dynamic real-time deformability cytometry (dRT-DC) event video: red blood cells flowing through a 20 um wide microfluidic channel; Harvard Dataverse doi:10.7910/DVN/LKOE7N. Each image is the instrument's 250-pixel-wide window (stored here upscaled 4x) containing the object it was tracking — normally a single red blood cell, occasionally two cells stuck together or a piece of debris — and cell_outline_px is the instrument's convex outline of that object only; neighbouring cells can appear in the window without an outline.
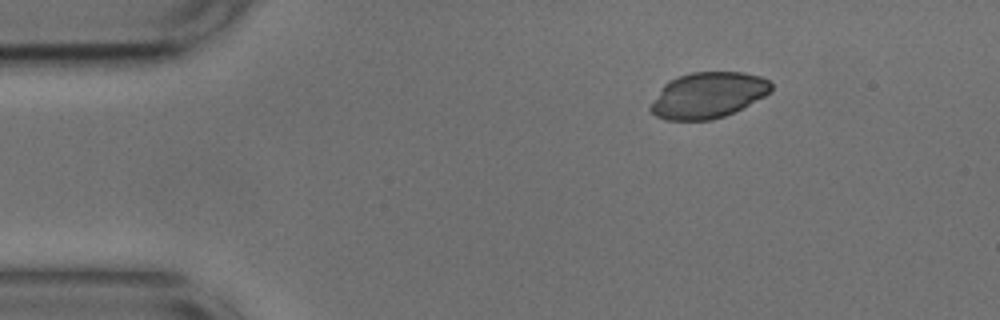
{"species": "common noctule bat (a hibernating species)", "species_latin": "Nyctalus noctula", "temperature_condition": "cold", "stored_images_in_passage": 46, "camera_frame_rate_fps": 3000, "um_per_image_px": 0.085, "animal": {"sex": "male", "body_mass_g": 17.9, "forearm_length_mm": 54.2}, "frame": {"image": 1, "passage_image": 1, "time_ms": 0.0, "image_size_px": [1000, 320], "cell_outline_px": [[772, 88], [764, 96], [724, 116], [712, 120], [664, 120], [656, 116], [648, 108], [660, 88], [668, 80], [692, 72], [744, 72], [760, 76], [768, 80], [772, 84]], "centroid_in_image_um": [60.13, 8.09], "position_along_channel_um": 24.9, "area_um2": 32.08}}
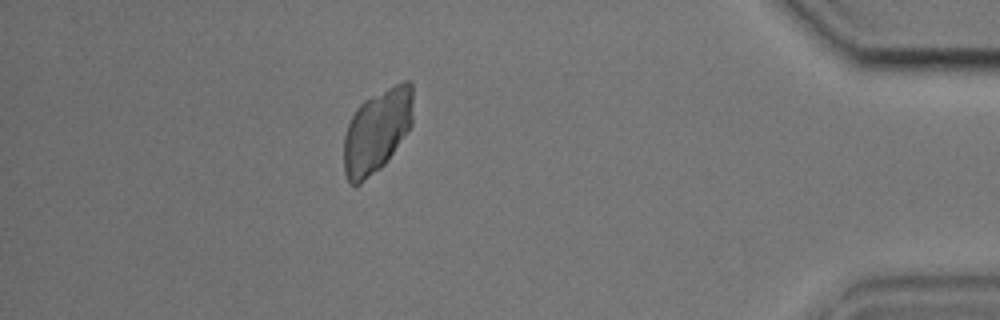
{"frame": {"image": 2, "passage_image": 40, "time_ms": 13.0, "image_size_px": [1000, 320], "cell_outline_px": [[412, 124], [388, 160], [380, 168], [360, 184], [348, 184], [344, 172], [344, 136], [348, 124], [356, 108], [364, 100], [404, 80], [408, 80], [412, 84]], "centroid_in_image_um": [32.02, 11.15], "position_along_channel_um": 403.2, "area_um2": 33.47}}